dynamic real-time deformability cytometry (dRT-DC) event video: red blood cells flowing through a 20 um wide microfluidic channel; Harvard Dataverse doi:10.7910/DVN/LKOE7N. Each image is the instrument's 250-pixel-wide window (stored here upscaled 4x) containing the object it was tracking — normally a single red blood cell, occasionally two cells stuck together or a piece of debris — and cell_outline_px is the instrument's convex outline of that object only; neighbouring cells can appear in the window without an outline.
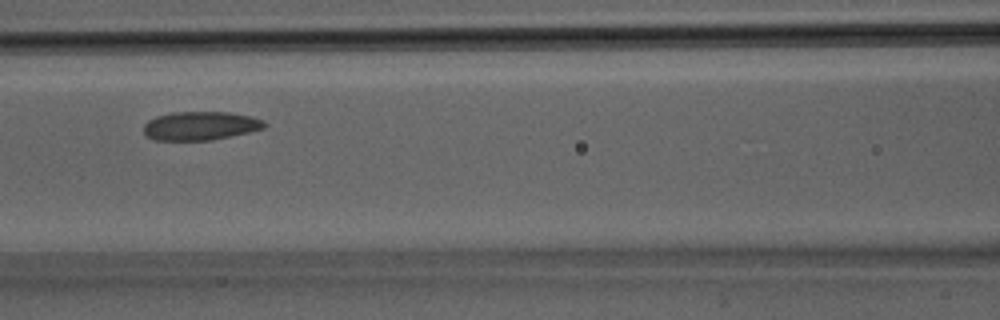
{"species": "Egyptian fruit bat (a non-hibernating species)", "species_latin": "Rousettus aegyptiacus", "temperature_condition": "room temperature", "stored_images_in_passage": 26, "camera_frame_rate_fps": 3000, "um_per_image_px": 0.085, "animal": {"sex": "male"}, "frame": {"image": 1, "passage_image": 10, "time_ms": 3.0, "image_size_px": [1000, 320], "cell_outline_px": [[268, 124], [264, 128], [248, 132], [212, 140], [152, 140], [144, 136], [144, 124], [148, 120], [156, 116], [172, 112], [228, 112], [248, 116], [264, 120]], "centroid_in_image_um": [16.99, 10.7], "position_along_channel_um": 149.6, "area_um2": 20.23}}
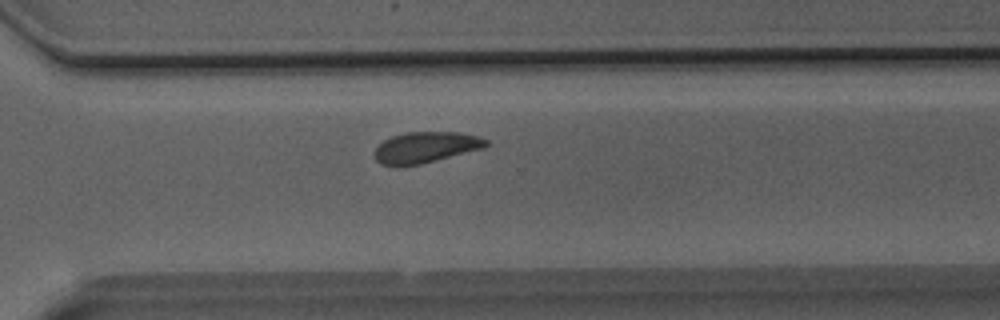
{"frame": {"image": 2, "passage_image": 19, "time_ms": 6.0, "image_size_px": [1000, 320], "cell_outline_px": [[488, 144], [484, 148], [420, 164], [400, 168], [392, 168], [380, 164], [376, 160], [376, 148], [384, 140], [392, 136], [404, 132], [460, 132], [480, 136], [488, 140]], "centroid_in_image_um": [36.16, 12.54], "position_along_channel_um": 334.4, "area_um2": 20.46}}
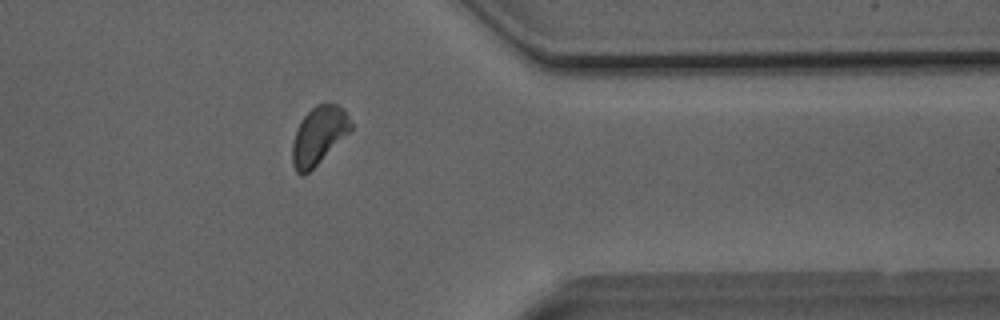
{"frame": {"image": 3, "passage_image": 22, "time_ms": 7.0, "image_size_px": [1000, 320], "cell_outline_px": [[352, 132], [304, 176], [300, 176], [296, 172], [292, 164], [292, 144], [296, 128], [300, 120], [316, 104], [336, 104], [344, 108], [352, 124]], "centroid_in_image_um": [27.1, 11.53], "position_along_channel_um": 384.3, "area_um2": 20.06}}